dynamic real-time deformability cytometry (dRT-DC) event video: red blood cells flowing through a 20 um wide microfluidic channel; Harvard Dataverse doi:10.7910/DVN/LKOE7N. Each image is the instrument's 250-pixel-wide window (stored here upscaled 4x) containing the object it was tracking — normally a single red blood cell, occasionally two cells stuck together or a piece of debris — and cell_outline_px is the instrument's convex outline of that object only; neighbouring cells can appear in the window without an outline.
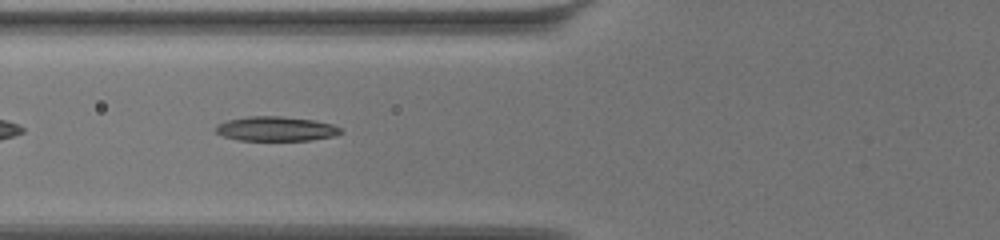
{"species": "common noctule bat (a hibernating species)", "species_latin": "Nyctalus noctula", "temperature_condition": "warm", "stored_images_in_passage": 38, "camera_frame_rate_fps": 3000, "um_per_image_px": 0.085, "animal": {"sex": "female", "body_mass_g": 19.5, "forearm_length_mm": 54.1}, "frame": {"image": 1, "passage_image": 6, "time_ms": 1.667, "image_size_px": [1000, 240], "cell_outline_px": [[344, 132], [336, 136], [312, 140], [240, 140], [224, 136], [216, 132], [216, 124], [228, 120], [248, 116], [280, 116], [316, 120], [332, 124], [340, 128]], "centroid_in_image_um": [23.5, 10.94], "position_along_channel_um": 102.3, "area_um2": 17.92}}
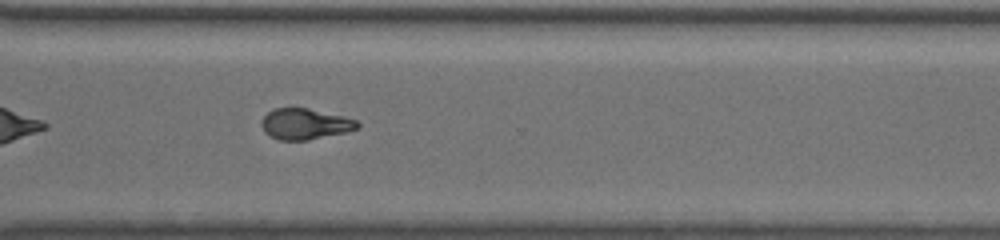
{"frame": {"image": 2, "passage_image": 27, "time_ms": 8.667, "image_size_px": [1000, 240], "cell_outline_px": [[360, 124], [356, 128], [348, 132], [308, 140], [280, 140], [268, 136], [264, 132], [260, 124], [264, 116], [268, 112], [276, 108], [308, 108], [344, 116], [356, 120]], "centroid_in_image_um": [25.91, 10.54], "position_along_channel_um": 344.7, "area_um2": 17.34}, "authors_computed_cell_mechanics": {"area_um2": 17.4556, "velocity_mm_per_s": 3.4659, "shape_relaxation_time_tau1_ms": 10.2825, "shape_relaxation_time_tau2_ms": 0.9173, "deformation_change_tau1": 0.3011, "deformation_change_tau2": 0.0596}}